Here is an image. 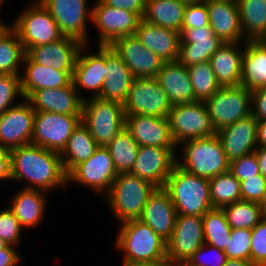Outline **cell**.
<instances>
[{
    "instance_id": "1",
    "label": "cell",
    "mask_w": 266,
    "mask_h": 266,
    "mask_svg": "<svg viewBox=\"0 0 266 266\" xmlns=\"http://www.w3.org/2000/svg\"><path fill=\"white\" fill-rule=\"evenodd\" d=\"M11 156V181L22 183L24 189L53 193L67 188V174L60 154L29 144L9 151ZM24 183V184H23Z\"/></svg>"
},
{
    "instance_id": "2",
    "label": "cell",
    "mask_w": 266,
    "mask_h": 266,
    "mask_svg": "<svg viewBox=\"0 0 266 266\" xmlns=\"http://www.w3.org/2000/svg\"><path fill=\"white\" fill-rule=\"evenodd\" d=\"M114 249L122 253V261H167V242L139 219L118 223Z\"/></svg>"
},
{
    "instance_id": "3",
    "label": "cell",
    "mask_w": 266,
    "mask_h": 266,
    "mask_svg": "<svg viewBox=\"0 0 266 266\" xmlns=\"http://www.w3.org/2000/svg\"><path fill=\"white\" fill-rule=\"evenodd\" d=\"M178 149L176 165L193 175L210 179L230 169V161L216 134L183 141L177 145Z\"/></svg>"
},
{
    "instance_id": "4",
    "label": "cell",
    "mask_w": 266,
    "mask_h": 266,
    "mask_svg": "<svg viewBox=\"0 0 266 266\" xmlns=\"http://www.w3.org/2000/svg\"><path fill=\"white\" fill-rule=\"evenodd\" d=\"M156 188L151 182L130 173H119L103 201L116 223L138 219Z\"/></svg>"
},
{
    "instance_id": "5",
    "label": "cell",
    "mask_w": 266,
    "mask_h": 266,
    "mask_svg": "<svg viewBox=\"0 0 266 266\" xmlns=\"http://www.w3.org/2000/svg\"><path fill=\"white\" fill-rule=\"evenodd\" d=\"M164 189L169 193L177 215L203 216L213 208L209 179L188 173L177 165Z\"/></svg>"
},
{
    "instance_id": "6",
    "label": "cell",
    "mask_w": 266,
    "mask_h": 266,
    "mask_svg": "<svg viewBox=\"0 0 266 266\" xmlns=\"http://www.w3.org/2000/svg\"><path fill=\"white\" fill-rule=\"evenodd\" d=\"M24 10L10 21L25 52L34 46L49 44L64 36L48 10L39 0H29ZM30 4V5H29Z\"/></svg>"
},
{
    "instance_id": "7",
    "label": "cell",
    "mask_w": 266,
    "mask_h": 266,
    "mask_svg": "<svg viewBox=\"0 0 266 266\" xmlns=\"http://www.w3.org/2000/svg\"><path fill=\"white\" fill-rule=\"evenodd\" d=\"M125 116L123 104L93 97L83 102L81 123L106 147L125 128Z\"/></svg>"
},
{
    "instance_id": "8",
    "label": "cell",
    "mask_w": 266,
    "mask_h": 266,
    "mask_svg": "<svg viewBox=\"0 0 266 266\" xmlns=\"http://www.w3.org/2000/svg\"><path fill=\"white\" fill-rule=\"evenodd\" d=\"M204 103L217 132L251 115L252 91L242 85L222 87Z\"/></svg>"
},
{
    "instance_id": "9",
    "label": "cell",
    "mask_w": 266,
    "mask_h": 266,
    "mask_svg": "<svg viewBox=\"0 0 266 266\" xmlns=\"http://www.w3.org/2000/svg\"><path fill=\"white\" fill-rule=\"evenodd\" d=\"M116 176L117 172L109 149L99 146L89 159L75 166L67 174V186L76 183L87 190L89 188L91 192H94L92 194L96 193L95 195H101L103 198Z\"/></svg>"
},
{
    "instance_id": "10",
    "label": "cell",
    "mask_w": 266,
    "mask_h": 266,
    "mask_svg": "<svg viewBox=\"0 0 266 266\" xmlns=\"http://www.w3.org/2000/svg\"><path fill=\"white\" fill-rule=\"evenodd\" d=\"M56 21L61 34L90 44L92 6L88 0H39ZM88 1V2H87ZM89 22V23H88Z\"/></svg>"
},
{
    "instance_id": "11",
    "label": "cell",
    "mask_w": 266,
    "mask_h": 266,
    "mask_svg": "<svg viewBox=\"0 0 266 266\" xmlns=\"http://www.w3.org/2000/svg\"><path fill=\"white\" fill-rule=\"evenodd\" d=\"M167 118L171 136L176 145L186 140L216 134L204 102L174 105Z\"/></svg>"
},
{
    "instance_id": "12",
    "label": "cell",
    "mask_w": 266,
    "mask_h": 266,
    "mask_svg": "<svg viewBox=\"0 0 266 266\" xmlns=\"http://www.w3.org/2000/svg\"><path fill=\"white\" fill-rule=\"evenodd\" d=\"M91 46L93 45L90 43L81 47L72 74L74 87L83 100L88 96L99 97L105 80L106 46L97 45L95 52L91 51L94 50Z\"/></svg>"
},
{
    "instance_id": "13",
    "label": "cell",
    "mask_w": 266,
    "mask_h": 266,
    "mask_svg": "<svg viewBox=\"0 0 266 266\" xmlns=\"http://www.w3.org/2000/svg\"><path fill=\"white\" fill-rule=\"evenodd\" d=\"M93 3L92 26L96 29L98 45L109 46L117 38L136 33L142 20L137 13L114 8L101 0Z\"/></svg>"
},
{
    "instance_id": "14",
    "label": "cell",
    "mask_w": 266,
    "mask_h": 266,
    "mask_svg": "<svg viewBox=\"0 0 266 266\" xmlns=\"http://www.w3.org/2000/svg\"><path fill=\"white\" fill-rule=\"evenodd\" d=\"M156 78H134L123 107L126 115L143 114L167 118L172 108Z\"/></svg>"
},
{
    "instance_id": "15",
    "label": "cell",
    "mask_w": 266,
    "mask_h": 266,
    "mask_svg": "<svg viewBox=\"0 0 266 266\" xmlns=\"http://www.w3.org/2000/svg\"><path fill=\"white\" fill-rule=\"evenodd\" d=\"M80 123L81 116L35 112L31 144L60 154Z\"/></svg>"
},
{
    "instance_id": "16",
    "label": "cell",
    "mask_w": 266,
    "mask_h": 266,
    "mask_svg": "<svg viewBox=\"0 0 266 266\" xmlns=\"http://www.w3.org/2000/svg\"><path fill=\"white\" fill-rule=\"evenodd\" d=\"M204 243L203 216L177 215L167 241V261L170 265L186 264Z\"/></svg>"
},
{
    "instance_id": "17",
    "label": "cell",
    "mask_w": 266,
    "mask_h": 266,
    "mask_svg": "<svg viewBox=\"0 0 266 266\" xmlns=\"http://www.w3.org/2000/svg\"><path fill=\"white\" fill-rule=\"evenodd\" d=\"M35 112L30 101L23 98L0 116V144L7 151L31 144Z\"/></svg>"
},
{
    "instance_id": "18",
    "label": "cell",
    "mask_w": 266,
    "mask_h": 266,
    "mask_svg": "<svg viewBox=\"0 0 266 266\" xmlns=\"http://www.w3.org/2000/svg\"><path fill=\"white\" fill-rule=\"evenodd\" d=\"M177 148L139 146L131 175L147 180L157 188H164L176 165Z\"/></svg>"
},
{
    "instance_id": "19",
    "label": "cell",
    "mask_w": 266,
    "mask_h": 266,
    "mask_svg": "<svg viewBox=\"0 0 266 266\" xmlns=\"http://www.w3.org/2000/svg\"><path fill=\"white\" fill-rule=\"evenodd\" d=\"M109 46L121 57L134 78H155L165 63L145 48L135 34L117 38Z\"/></svg>"
},
{
    "instance_id": "20",
    "label": "cell",
    "mask_w": 266,
    "mask_h": 266,
    "mask_svg": "<svg viewBox=\"0 0 266 266\" xmlns=\"http://www.w3.org/2000/svg\"><path fill=\"white\" fill-rule=\"evenodd\" d=\"M180 40L178 61L186 67L209 61L224 43L210 26L181 29Z\"/></svg>"
},
{
    "instance_id": "21",
    "label": "cell",
    "mask_w": 266,
    "mask_h": 266,
    "mask_svg": "<svg viewBox=\"0 0 266 266\" xmlns=\"http://www.w3.org/2000/svg\"><path fill=\"white\" fill-rule=\"evenodd\" d=\"M125 129L139 146L177 148L171 136L168 118L143 114L126 115Z\"/></svg>"
},
{
    "instance_id": "22",
    "label": "cell",
    "mask_w": 266,
    "mask_h": 266,
    "mask_svg": "<svg viewBox=\"0 0 266 266\" xmlns=\"http://www.w3.org/2000/svg\"><path fill=\"white\" fill-rule=\"evenodd\" d=\"M84 44L71 38L63 37L49 44L30 47L26 55L35 63L57 70L73 71L76 59Z\"/></svg>"
},
{
    "instance_id": "23",
    "label": "cell",
    "mask_w": 266,
    "mask_h": 266,
    "mask_svg": "<svg viewBox=\"0 0 266 266\" xmlns=\"http://www.w3.org/2000/svg\"><path fill=\"white\" fill-rule=\"evenodd\" d=\"M28 100L36 112L82 116L84 100L75 89L73 82L63 88L36 90Z\"/></svg>"
},
{
    "instance_id": "24",
    "label": "cell",
    "mask_w": 266,
    "mask_h": 266,
    "mask_svg": "<svg viewBox=\"0 0 266 266\" xmlns=\"http://www.w3.org/2000/svg\"><path fill=\"white\" fill-rule=\"evenodd\" d=\"M258 121L249 115L216 132L228 160L238 159L255 151Z\"/></svg>"
},
{
    "instance_id": "25",
    "label": "cell",
    "mask_w": 266,
    "mask_h": 266,
    "mask_svg": "<svg viewBox=\"0 0 266 266\" xmlns=\"http://www.w3.org/2000/svg\"><path fill=\"white\" fill-rule=\"evenodd\" d=\"M49 195L42 190L19 188L6 205L15 214L24 231H27L38 228L45 221Z\"/></svg>"
},
{
    "instance_id": "26",
    "label": "cell",
    "mask_w": 266,
    "mask_h": 266,
    "mask_svg": "<svg viewBox=\"0 0 266 266\" xmlns=\"http://www.w3.org/2000/svg\"><path fill=\"white\" fill-rule=\"evenodd\" d=\"M176 217V209L169 193L164 188H156L138 219L167 242L174 230Z\"/></svg>"
},
{
    "instance_id": "27",
    "label": "cell",
    "mask_w": 266,
    "mask_h": 266,
    "mask_svg": "<svg viewBox=\"0 0 266 266\" xmlns=\"http://www.w3.org/2000/svg\"><path fill=\"white\" fill-rule=\"evenodd\" d=\"M21 90L24 98H29L36 90L63 88L72 82L73 71L45 67L33 62L26 54L23 58Z\"/></svg>"
},
{
    "instance_id": "28",
    "label": "cell",
    "mask_w": 266,
    "mask_h": 266,
    "mask_svg": "<svg viewBox=\"0 0 266 266\" xmlns=\"http://www.w3.org/2000/svg\"><path fill=\"white\" fill-rule=\"evenodd\" d=\"M209 15V26L224 43L244 42L239 8L236 1H204Z\"/></svg>"
},
{
    "instance_id": "29",
    "label": "cell",
    "mask_w": 266,
    "mask_h": 266,
    "mask_svg": "<svg viewBox=\"0 0 266 266\" xmlns=\"http://www.w3.org/2000/svg\"><path fill=\"white\" fill-rule=\"evenodd\" d=\"M135 35L141 44L166 62L177 61L180 48V33L169 28L139 22Z\"/></svg>"
},
{
    "instance_id": "30",
    "label": "cell",
    "mask_w": 266,
    "mask_h": 266,
    "mask_svg": "<svg viewBox=\"0 0 266 266\" xmlns=\"http://www.w3.org/2000/svg\"><path fill=\"white\" fill-rule=\"evenodd\" d=\"M243 53L244 42H226L210 57L221 88L241 85Z\"/></svg>"
},
{
    "instance_id": "31",
    "label": "cell",
    "mask_w": 266,
    "mask_h": 266,
    "mask_svg": "<svg viewBox=\"0 0 266 266\" xmlns=\"http://www.w3.org/2000/svg\"><path fill=\"white\" fill-rule=\"evenodd\" d=\"M155 78L173 106L197 102L189 70L178 60L164 63Z\"/></svg>"
},
{
    "instance_id": "32",
    "label": "cell",
    "mask_w": 266,
    "mask_h": 266,
    "mask_svg": "<svg viewBox=\"0 0 266 266\" xmlns=\"http://www.w3.org/2000/svg\"><path fill=\"white\" fill-rule=\"evenodd\" d=\"M134 76L121 57L106 46V69L100 98L124 104Z\"/></svg>"
},
{
    "instance_id": "33",
    "label": "cell",
    "mask_w": 266,
    "mask_h": 266,
    "mask_svg": "<svg viewBox=\"0 0 266 266\" xmlns=\"http://www.w3.org/2000/svg\"><path fill=\"white\" fill-rule=\"evenodd\" d=\"M241 85L251 91L266 86V46L258 41L244 42Z\"/></svg>"
},
{
    "instance_id": "34",
    "label": "cell",
    "mask_w": 266,
    "mask_h": 266,
    "mask_svg": "<svg viewBox=\"0 0 266 266\" xmlns=\"http://www.w3.org/2000/svg\"><path fill=\"white\" fill-rule=\"evenodd\" d=\"M186 6L180 0H146L142 19L180 33Z\"/></svg>"
},
{
    "instance_id": "35",
    "label": "cell",
    "mask_w": 266,
    "mask_h": 266,
    "mask_svg": "<svg viewBox=\"0 0 266 266\" xmlns=\"http://www.w3.org/2000/svg\"><path fill=\"white\" fill-rule=\"evenodd\" d=\"M98 147L90 131L80 123L60 153L65 173L68 174L75 166L89 159Z\"/></svg>"
},
{
    "instance_id": "36",
    "label": "cell",
    "mask_w": 266,
    "mask_h": 266,
    "mask_svg": "<svg viewBox=\"0 0 266 266\" xmlns=\"http://www.w3.org/2000/svg\"><path fill=\"white\" fill-rule=\"evenodd\" d=\"M244 42L257 41L266 30V0H236Z\"/></svg>"
},
{
    "instance_id": "37",
    "label": "cell",
    "mask_w": 266,
    "mask_h": 266,
    "mask_svg": "<svg viewBox=\"0 0 266 266\" xmlns=\"http://www.w3.org/2000/svg\"><path fill=\"white\" fill-rule=\"evenodd\" d=\"M25 54L17 32L10 27L0 37V75H21Z\"/></svg>"
},
{
    "instance_id": "38",
    "label": "cell",
    "mask_w": 266,
    "mask_h": 266,
    "mask_svg": "<svg viewBox=\"0 0 266 266\" xmlns=\"http://www.w3.org/2000/svg\"><path fill=\"white\" fill-rule=\"evenodd\" d=\"M106 147L109 149L117 174L130 173L139 149L132 135L124 128Z\"/></svg>"
},
{
    "instance_id": "39",
    "label": "cell",
    "mask_w": 266,
    "mask_h": 266,
    "mask_svg": "<svg viewBox=\"0 0 266 266\" xmlns=\"http://www.w3.org/2000/svg\"><path fill=\"white\" fill-rule=\"evenodd\" d=\"M231 229L222 208H212L203 215L205 244L224 251L231 237Z\"/></svg>"
},
{
    "instance_id": "40",
    "label": "cell",
    "mask_w": 266,
    "mask_h": 266,
    "mask_svg": "<svg viewBox=\"0 0 266 266\" xmlns=\"http://www.w3.org/2000/svg\"><path fill=\"white\" fill-rule=\"evenodd\" d=\"M232 229H252L266 215L257 202L240 200L222 207Z\"/></svg>"
},
{
    "instance_id": "41",
    "label": "cell",
    "mask_w": 266,
    "mask_h": 266,
    "mask_svg": "<svg viewBox=\"0 0 266 266\" xmlns=\"http://www.w3.org/2000/svg\"><path fill=\"white\" fill-rule=\"evenodd\" d=\"M209 188L213 208H222L242 200L240 181L230 171L210 178Z\"/></svg>"
},
{
    "instance_id": "42",
    "label": "cell",
    "mask_w": 266,
    "mask_h": 266,
    "mask_svg": "<svg viewBox=\"0 0 266 266\" xmlns=\"http://www.w3.org/2000/svg\"><path fill=\"white\" fill-rule=\"evenodd\" d=\"M187 68L197 101L205 102L221 88L209 61L194 64Z\"/></svg>"
},
{
    "instance_id": "43",
    "label": "cell",
    "mask_w": 266,
    "mask_h": 266,
    "mask_svg": "<svg viewBox=\"0 0 266 266\" xmlns=\"http://www.w3.org/2000/svg\"><path fill=\"white\" fill-rule=\"evenodd\" d=\"M24 229L7 205L0 206V238L8 245L20 247Z\"/></svg>"
},
{
    "instance_id": "44",
    "label": "cell",
    "mask_w": 266,
    "mask_h": 266,
    "mask_svg": "<svg viewBox=\"0 0 266 266\" xmlns=\"http://www.w3.org/2000/svg\"><path fill=\"white\" fill-rule=\"evenodd\" d=\"M252 229H231V237L224 250L227 259L250 261Z\"/></svg>"
},
{
    "instance_id": "45",
    "label": "cell",
    "mask_w": 266,
    "mask_h": 266,
    "mask_svg": "<svg viewBox=\"0 0 266 266\" xmlns=\"http://www.w3.org/2000/svg\"><path fill=\"white\" fill-rule=\"evenodd\" d=\"M23 98L21 75H0V116Z\"/></svg>"
},
{
    "instance_id": "46",
    "label": "cell",
    "mask_w": 266,
    "mask_h": 266,
    "mask_svg": "<svg viewBox=\"0 0 266 266\" xmlns=\"http://www.w3.org/2000/svg\"><path fill=\"white\" fill-rule=\"evenodd\" d=\"M250 262L266 266V215L252 228Z\"/></svg>"
},
{
    "instance_id": "47",
    "label": "cell",
    "mask_w": 266,
    "mask_h": 266,
    "mask_svg": "<svg viewBox=\"0 0 266 266\" xmlns=\"http://www.w3.org/2000/svg\"><path fill=\"white\" fill-rule=\"evenodd\" d=\"M227 260L224 251L203 244L186 263L187 266H223Z\"/></svg>"
},
{
    "instance_id": "48",
    "label": "cell",
    "mask_w": 266,
    "mask_h": 266,
    "mask_svg": "<svg viewBox=\"0 0 266 266\" xmlns=\"http://www.w3.org/2000/svg\"><path fill=\"white\" fill-rule=\"evenodd\" d=\"M229 171L239 181L259 175L260 169L255 152L232 160Z\"/></svg>"
},
{
    "instance_id": "49",
    "label": "cell",
    "mask_w": 266,
    "mask_h": 266,
    "mask_svg": "<svg viewBox=\"0 0 266 266\" xmlns=\"http://www.w3.org/2000/svg\"><path fill=\"white\" fill-rule=\"evenodd\" d=\"M209 26V15L205 2L187 4L184 12L182 29Z\"/></svg>"
},
{
    "instance_id": "50",
    "label": "cell",
    "mask_w": 266,
    "mask_h": 266,
    "mask_svg": "<svg viewBox=\"0 0 266 266\" xmlns=\"http://www.w3.org/2000/svg\"><path fill=\"white\" fill-rule=\"evenodd\" d=\"M266 187V178L261 174L240 181L242 200L260 203Z\"/></svg>"
},
{
    "instance_id": "51",
    "label": "cell",
    "mask_w": 266,
    "mask_h": 266,
    "mask_svg": "<svg viewBox=\"0 0 266 266\" xmlns=\"http://www.w3.org/2000/svg\"><path fill=\"white\" fill-rule=\"evenodd\" d=\"M251 115L257 120H266V86L252 91Z\"/></svg>"
},
{
    "instance_id": "52",
    "label": "cell",
    "mask_w": 266,
    "mask_h": 266,
    "mask_svg": "<svg viewBox=\"0 0 266 266\" xmlns=\"http://www.w3.org/2000/svg\"><path fill=\"white\" fill-rule=\"evenodd\" d=\"M104 4L117 9L137 13L141 18L145 13L146 0H101Z\"/></svg>"
},
{
    "instance_id": "53",
    "label": "cell",
    "mask_w": 266,
    "mask_h": 266,
    "mask_svg": "<svg viewBox=\"0 0 266 266\" xmlns=\"http://www.w3.org/2000/svg\"><path fill=\"white\" fill-rule=\"evenodd\" d=\"M18 247L7 245L0 249V266H21L22 258L18 252Z\"/></svg>"
},
{
    "instance_id": "54",
    "label": "cell",
    "mask_w": 266,
    "mask_h": 266,
    "mask_svg": "<svg viewBox=\"0 0 266 266\" xmlns=\"http://www.w3.org/2000/svg\"><path fill=\"white\" fill-rule=\"evenodd\" d=\"M11 182V156L0 144V183Z\"/></svg>"
},
{
    "instance_id": "55",
    "label": "cell",
    "mask_w": 266,
    "mask_h": 266,
    "mask_svg": "<svg viewBox=\"0 0 266 266\" xmlns=\"http://www.w3.org/2000/svg\"><path fill=\"white\" fill-rule=\"evenodd\" d=\"M254 152L259 164L260 174L266 178V147H257Z\"/></svg>"
},
{
    "instance_id": "56",
    "label": "cell",
    "mask_w": 266,
    "mask_h": 266,
    "mask_svg": "<svg viewBox=\"0 0 266 266\" xmlns=\"http://www.w3.org/2000/svg\"><path fill=\"white\" fill-rule=\"evenodd\" d=\"M257 145L258 147H266V120L258 121Z\"/></svg>"
},
{
    "instance_id": "57",
    "label": "cell",
    "mask_w": 266,
    "mask_h": 266,
    "mask_svg": "<svg viewBox=\"0 0 266 266\" xmlns=\"http://www.w3.org/2000/svg\"><path fill=\"white\" fill-rule=\"evenodd\" d=\"M122 266H170V264L168 261L145 262V263L122 261Z\"/></svg>"
},
{
    "instance_id": "58",
    "label": "cell",
    "mask_w": 266,
    "mask_h": 266,
    "mask_svg": "<svg viewBox=\"0 0 266 266\" xmlns=\"http://www.w3.org/2000/svg\"><path fill=\"white\" fill-rule=\"evenodd\" d=\"M223 266H255L250 261L227 259Z\"/></svg>"
},
{
    "instance_id": "59",
    "label": "cell",
    "mask_w": 266,
    "mask_h": 266,
    "mask_svg": "<svg viewBox=\"0 0 266 266\" xmlns=\"http://www.w3.org/2000/svg\"><path fill=\"white\" fill-rule=\"evenodd\" d=\"M11 27V23L7 24L0 18V37Z\"/></svg>"
},
{
    "instance_id": "60",
    "label": "cell",
    "mask_w": 266,
    "mask_h": 266,
    "mask_svg": "<svg viewBox=\"0 0 266 266\" xmlns=\"http://www.w3.org/2000/svg\"><path fill=\"white\" fill-rule=\"evenodd\" d=\"M259 204L262 206L263 212L266 214V187L262 196V200Z\"/></svg>"
},
{
    "instance_id": "61",
    "label": "cell",
    "mask_w": 266,
    "mask_h": 266,
    "mask_svg": "<svg viewBox=\"0 0 266 266\" xmlns=\"http://www.w3.org/2000/svg\"><path fill=\"white\" fill-rule=\"evenodd\" d=\"M261 45L266 46V30L264 33L260 36V38L257 40Z\"/></svg>"
},
{
    "instance_id": "62",
    "label": "cell",
    "mask_w": 266,
    "mask_h": 266,
    "mask_svg": "<svg viewBox=\"0 0 266 266\" xmlns=\"http://www.w3.org/2000/svg\"><path fill=\"white\" fill-rule=\"evenodd\" d=\"M180 1H182L185 4H195V3H202L205 0H180Z\"/></svg>"
},
{
    "instance_id": "63",
    "label": "cell",
    "mask_w": 266,
    "mask_h": 266,
    "mask_svg": "<svg viewBox=\"0 0 266 266\" xmlns=\"http://www.w3.org/2000/svg\"><path fill=\"white\" fill-rule=\"evenodd\" d=\"M7 245H8V244H7L4 240H2V239L0 238V249L5 248Z\"/></svg>"
},
{
    "instance_id": "64",
    "label": "cell",
    "mask_w": 266,
    "mask_h": 266,
    "mask_svg": "<svg viewBox=\"0 0 266 266\" xmlns=\"http://www.w3.org/2000/svg\"><path fill=\"white\" fill-rule=\"evenodd\" d=\"M5 2H7L6 0H0V13L2 12L1 10L3 9L2 7L4 6V4H6Z\"/></svg>"
},
{
    "instance_id": "65",
    "label": "cell",
    "mask_w": 266,
    "mask_h": 266,
    "mask_svg": "<svg viewBox=\"0 0 266 266\" xmlns=\"http://www.w3.org/2000/svg\"><path fill=\"white\" fill-rule=\"evenodd\" d=\"M205 1H218V2H220V1H236V0H205Z\"/></svg>"
},
{
    "instance_id": "66",
    "label": "cell",
    "mask_w": 266,
    "mask_h": 266,
    "mask_svg": "<svg viewBox=\"0 0 266 266\" xmlns=\"http://www.w3.org/2000/svg\"><path fill=\"white\" fill-rule=\"evenodd\" d=\"M170 266H187L186 264H173V265H170Z\"/></svg>"
}]
</instances>
